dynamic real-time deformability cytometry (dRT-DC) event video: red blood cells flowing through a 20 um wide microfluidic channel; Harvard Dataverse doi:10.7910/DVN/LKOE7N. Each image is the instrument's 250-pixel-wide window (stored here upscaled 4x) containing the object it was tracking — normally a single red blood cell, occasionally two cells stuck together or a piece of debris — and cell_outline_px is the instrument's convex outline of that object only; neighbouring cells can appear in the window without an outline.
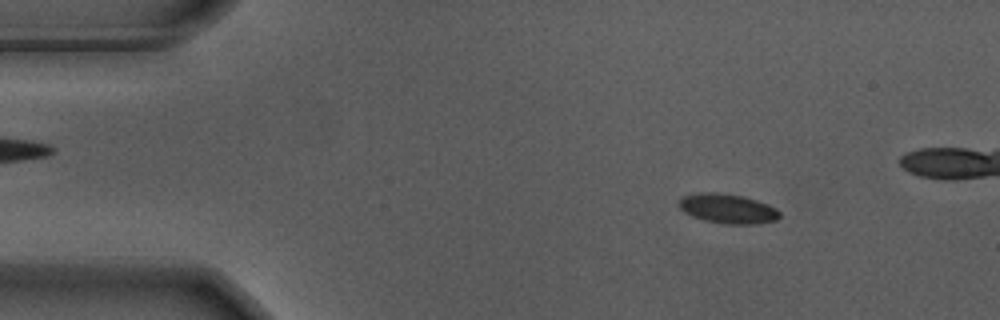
{"species": "Egyptian fruit bat (a non-hibernating species)", "species_latin": "Rousettus aegyptiacus", "temperature_condition": "warm", "stored_images_in_passage": 53, "camera_frame_rate_fps": 3000, "um_per_image_px": 0.085, "animal": {"sex": "male"}, "frame": {"image": 1, "passage_image": 4, "time_ms": 1.0, "image_size_px": [1000, 320], "cell_outline_px": [[780, 216], [776, 220], [752, 224], [724, 224], [704, 220], [692, 216], [684, 212], [676, 204], [684, 196], [704, 192], [716, 192], [744, 196], [768, 204], [776, 208], [780, 212]], "centroid_in_image_um": [61.85, 17.73], "position_along_channel_um": 23.2, "area_um2": 17.34}}
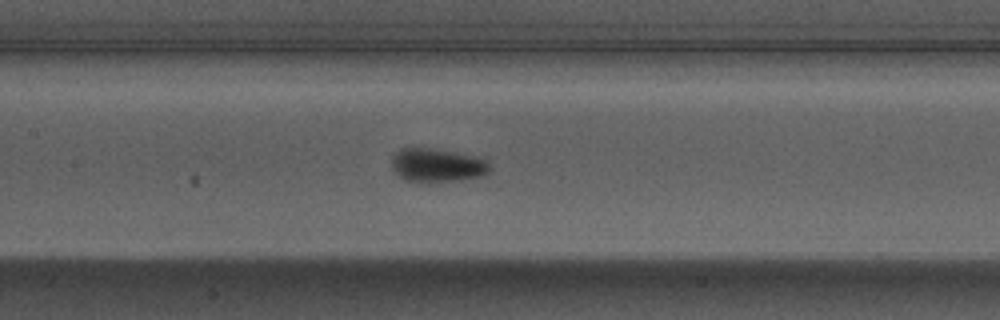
{"frame": {"image": 2, "passage_image": 22, "time_ms": 7.0, "image_size_px": [1000, 320], "cell_outline_px": [[492, 168], [484, 176], [460, 180], [428, 184], [420, 184], [404, 180], [392, 168], [392, 156], [400, 148], [412, 144], [476, 156], [484, 160]], "centroid_in_image_um": [37.1, 14.04], "position_along_channel_um": 170.3, "area_um2": 20.23}}
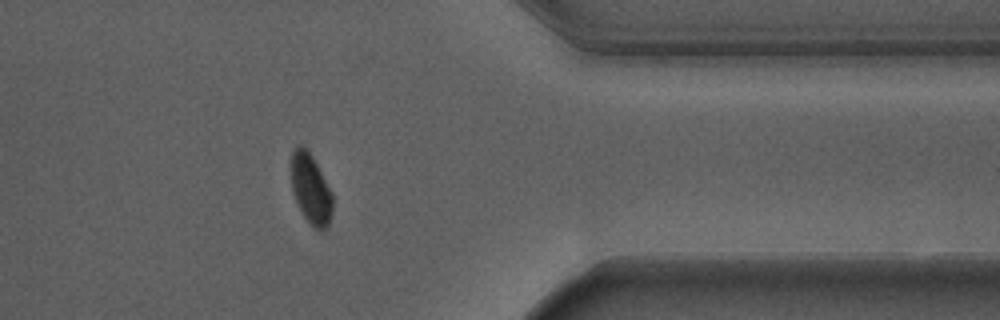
{"frame": {"image": 3, "passage_image": 41, "time_ms": 13.333, "image_size_px": [1000, 320], "cell_outline_px": [[332, 212], [328, 224], [320, 232], [312, 228], [300, 212], [292, 188], [288, 164], [292, 152], [300, 144], [304, 144], [312, 156], [332, 192]], "centroid_in_image_um": [26.37, 16.04], "position_along_channel_um": 385.0, "area_um2": 17.4}}